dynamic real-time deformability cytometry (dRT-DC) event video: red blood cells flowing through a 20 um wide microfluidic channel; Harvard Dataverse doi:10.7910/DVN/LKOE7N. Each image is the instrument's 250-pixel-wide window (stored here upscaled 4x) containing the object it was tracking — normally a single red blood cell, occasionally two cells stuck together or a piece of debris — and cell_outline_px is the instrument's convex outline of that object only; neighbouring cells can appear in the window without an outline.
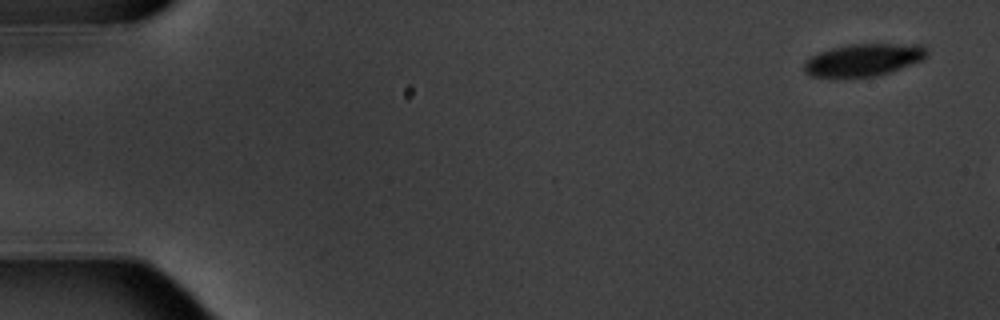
{"species": "common noctule bat (a hibernating species)", "species_latin": "Nyctalus noctula", "temperature_condition": "warm", "stored_images_in_passage": 4, "camera_frame_rate_fps": 3000, "um_per_image_px": 0.085, "animal": {"sex": "male", "body_mass_g": 20.1, "forearm_length_mm": 53.5}, "frame": {"image": 1, "passage_image": 1, "time_ms": 0.0, "image_size_px": [1000, 320], "cell_outline_px": [[928, 56], [924, 60], [888, 72], [872, 76], [808, 76], [804, 72], [804, 60], [820, 52], [832, 48], [848, 44], [920, 44], [928, 48]], "centroid_in_image_um": [73.43, 5.06], "position_along_channel_um": 11.6, "area_um2": 23.0}}